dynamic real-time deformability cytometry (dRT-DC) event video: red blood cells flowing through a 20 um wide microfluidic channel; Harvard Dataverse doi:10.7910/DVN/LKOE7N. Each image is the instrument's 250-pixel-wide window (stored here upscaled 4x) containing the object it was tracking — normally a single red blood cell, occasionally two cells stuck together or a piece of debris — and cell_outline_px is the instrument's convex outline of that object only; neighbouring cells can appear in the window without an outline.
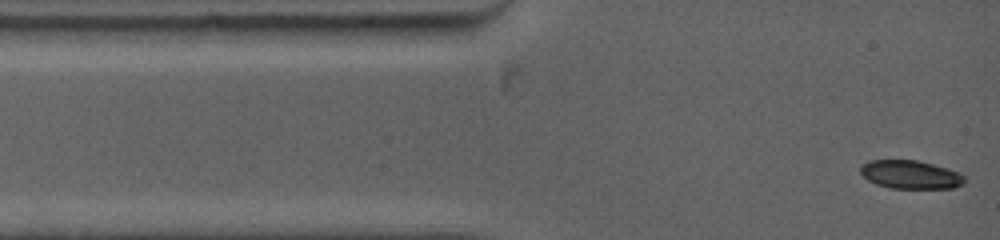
{"species": "common noctule bat (a hibernating species)", "species_latin": "Nyctalus noctula", "temperature_condition": "warm", "stored_images_in_passage": 22, "segment_of_instrument_passage": [1, 2], "camera_frame_rate_fps": 5000, "um_per_image_px": 0.085, "animal": {"sex": "female", "body_mass_g": 19.0, "forearm_length_mm": 53.3}, "frame": {"image": 1, "passage_image": 1, "time_ms": 0.0, "image_size_px": [1000, 240], "cell_outline_px": [[964, 184], [952, 188], [888, 188], [876, 184], [868, 180], [860, 172], [860, 164], [868, 160], [916, 160], [948, 168], [960, 172], [964, 176]], "centroid_in_image_um": [77.37, 14.83], "position_along_channel_um": 7.6, "area_um2": 17.34}}
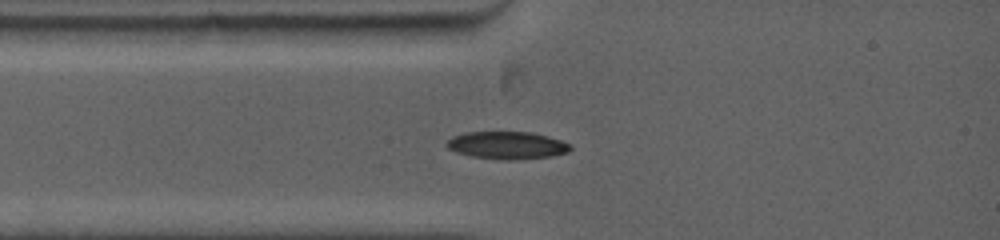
{"frame": {"image": 2, "passage_image": 13, "time_ms": 2.0, "image_size_px": [1000, 240], "cell_outline_px": [[572, 148], [568, 152], [552, 156], [508, 160], [500, 160], [472, 156], [456, 152], [448, 148], [444, 144], [452, 136], [464, 132], [532, 132], [548, 136], [572, 144]], "centroid_in_image_um": [43.1, 12.34], "position_along_channel_um": 41.9, "area_um2": 19.94}}
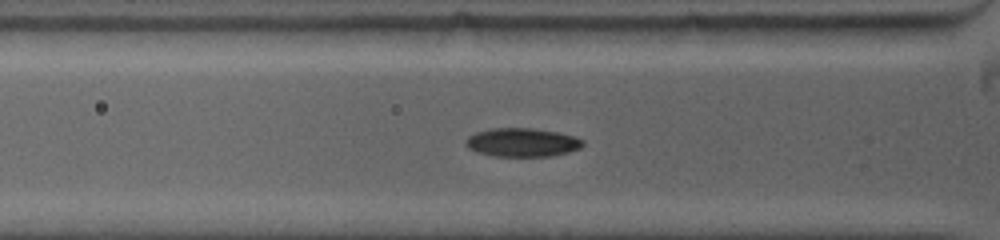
{"frame": {"image": 3, "passage_image": 19, "time_ms": 3.0, "image_size_px": [1000, 240], "cell_outline_px": [[584, 144], [580, 148], [568, 152], [552, 156], [496, 156], [476, 152], [468, 148], [464, 144], [464, 140], [468, 136], [476, 132], [492, 128], [532, 128], [556, 132], [572, 136], [584, 140]], "centroid_in_image_um": [44.35, 12.1], "position_along_channel_um": 81.5, "area_um2": 19.54}}